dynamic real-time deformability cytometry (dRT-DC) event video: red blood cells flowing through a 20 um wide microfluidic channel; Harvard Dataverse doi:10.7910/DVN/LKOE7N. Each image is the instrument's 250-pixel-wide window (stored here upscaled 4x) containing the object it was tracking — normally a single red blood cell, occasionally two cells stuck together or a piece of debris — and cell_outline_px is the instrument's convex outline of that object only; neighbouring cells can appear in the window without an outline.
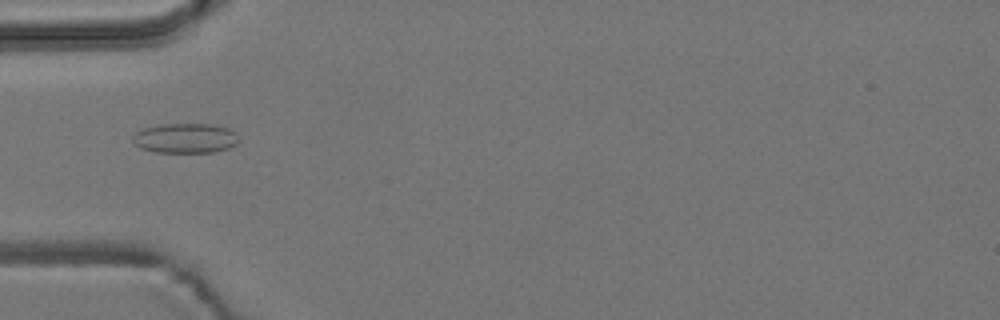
{"species": "common noctule bat (a hibernating species)", "species_latin": "Nyctalus noctula", "temperature_condition": "room temperature", "stored_images_in_passage": 1, "camera_frame_rate_fps": 3000, "um_per_image_px": 0.085, "animal": {"sex": "male", "body_mass_g": 19.2, "forearm_length_mm": 51.8}, "frame": {"image": 1, "passage_image": 1, "time_ms": 0.0, "image_size_px": [1000, 320], "cell_outline_px": [[236, 144], [228, 148], [212, 152], [152, 152], [140, 148], [132, 140], [132, 136], [136, 132], [144, 128], [160, 124], [212, 124], [228, 128], [236, 132]], "centroid_in_image_um": [15.71, 11.74], "position_along_channel_um": 69.3, "area_um2": 18.38}}